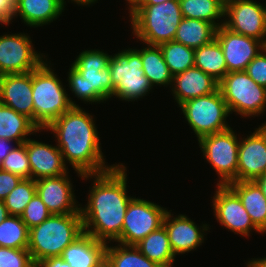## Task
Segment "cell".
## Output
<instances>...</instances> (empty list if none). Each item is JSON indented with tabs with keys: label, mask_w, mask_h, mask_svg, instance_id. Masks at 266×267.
Returning <instances> with one entry per match:
<instances>
[{
	"label": "cell",
	"mask_w": 266,
	"mask_h": 267,
	"mask_svg": "<svg viewBox=\"0 0 266 267\" xmlns=\"http://www.w3.org/2000/svg\"><path fill=\"white\" fill-rule=\"evenodd\" d=\"M129 3V14H131L138 6L141 5L143 0H126Z\"/></svg>",
	"instance_id": "46"
},
{
	"label": "cell",
	"mask_w": 266,
	"mask_h": 267,
	"mask_svg": "<svg viewBox=\"0 0 266 267\" xmlns=\"http://www.w3.org/2000/svg\"><path fill=\"white\" fill-rule=\"evenodd\" d=\"M65 0H15V14L29 27H40L55 21L64 12Z\"/></svg>",
	"instance_id": "23"
},
{
	"label": "cell",
	"mask_w": 266,
	"mask_h": 267,
	"mask_svg": "<svg viewBox=\"0 0 266 267\" xmlns=\"http://www.w3.org/2000/svg\"><path fill=\"white\" fill-rule=\"evenodd\" d=\"M9 216L4 201L0 200V223Z\"/></svg>",
	"instance_id": "45"
},
{
	"label": "cell",
	"mask_w": 266,
	"mask_h": 267,
	"mask_svg": "<svg viewBox=\"0 0 266 267\" xmlns=\"http://www.w3.org/2000/svg\"><path fill=\"white\" fill-rule=\"evenodd\" d=\"M108 242L83 233L62 252L61 258L72 267H104Z\"/></svg>",
	"instance_id": "22"
},
{
	"label": "cell",
	"mask_w": 266,
	"mask_h": 267,
	"mask_svg": "<svg viewBox=\"0 0 266 267\" xmlns=\"http://www.w3.org/2000/svg\"><path fill=\"white\" fill-rule=\"evenodd\" d=\"M195 67L220 82L227 74V65L222 48L214 38L210 43L195 49Z\"/></svg>",
	"instance_id": "30"
},
{
	"label": "cell",
	"mask_w": 266,
	"mask_h": 267,
	"mask_svg": "<svg viewBox=\"0 0 266 267\" xmlns=\"http://www.w3.org/2000/svg\"><path fill=\"white\" fill-rule=\"evenodd\" d=\"M230 114L243 117L260 116L266 110V88L258 85L245 71L228 72L219 82Z\"/></svg>",
	"instance_id": "8"
},
{
	"label": "cell",
	"mask_w": 266,
	"mask_h": 267,
	"mask_svg": "<svg viewBox=\"0 0 266 267\" xmlns=\"http://www.w3.org/2000/svg\"><path fill=\"white\" fill-rule=\"evenodd\" d=\"M27 156L31 169V179L58 177L67 174L68 165L63 155L55 145L39 142L29 138L27 140Z\"/></svg>",
	"instance_id": "20"
},
{
	"label": "cell",
	"mask_w": 266,
	"mask_h": 267,
	"mask_svg": "<svg viewBox=\"0 0 266 267\" xmlns=\"http://www.w3.org/2000/svg\"><path fill=\"white\" fill-rule=\"evenodd\" d=\"M45 130L54 134L64 162L72 165L78 177L100 174L116 166L106 164L93 115L80 106L63 113Z\"/></svg>",
	"instance_id": "2"
},
{
	"label": "cell",
	"mask_w": 266,
	"mask_h": 267,
	"mask_svg": "<svg viewBox=\"0 0 266 267\" xmlns=\"http://www.w3.org/2000/svg\"><path fill=\"white\" fill-rule=\"evenodd\" d=\"M47 60L32 71L34 123L42 130L72 107H79Z\"/></svg>",
	"instance_id": "5"
},
{
	"label": "cell",
	"mask_w": 266,
	"mask_h": 267,
	"mask_svg": "<svg viewBox=\"0 0 266 267\" xmlns=\"http://www.w3.org/2000/svg\"><path fill=\"white\" fill-rule=\"evenodd\" d=\"M31 37L25 33L0 36V76L23 74L38 68L46 59L35 51Z\"/></svg>",
	"instance_id": "12"
},
{
	"label": "cell",
	"mask_w": 266,
	"mask_h": 267,
	"mask_svg": "<svg viewBox=\"0 0 266 267\" xmlns=\"http://www.w3.org/2000/svg\"><path fill=\"white\" fill-rule=\"evenodd\" d=\"M179 2L182 17L203 20L216 28L224 23L225 3L222 0H179Z\"/></svg>",
	"instance_id": "29"
},
{
	"label": "cell",
	"mask_w": 266,
	"mask_h": 267,
	"mask_svg": "<svg viewBox=\"0 0 266 267\" xmlns=\"http://www.w3.org/2000/svg\"><path fill=\"white\" fill-rule=\"evenodd\" d=\"M230 128L198 139L203 157L218 174L217 185H228L237 181L238 148L240 138Z\"/></svg>",
	"instance_id": "10"
},
{
	"label": "cell",
	"mask_w": 266,
	"mask_h": 267,
	"mask_svg": "<svg viewBox=\"0 0 266 267\" xmlns=\"http://www.w3.org/2000/svg\"><path fill=\"white\" fill-rule=\"evenodd\" d=\"M109 69L113 97L121 101H137L147 96L153 87L143 71L140 49L128 48L110 57Z\"/></svg>",
	"instance_id": "7"
},
{
	"label": "cell",
	"mask_w": 266,
	"mask_h": 267,
	"mask_svg": "<svg viewBox=\"0 0 266 267\" xmlns=\"http://www.w3.org/2000/svg\"><path fill=\"white\" fill-rule=\"evenodd\" d=\"M104 50H83L72 62L68 72L69 89L81 101L103 103L113 97L109 61Z\"/></svg>",
	"instance_id": "3"
},
{
	"label": "cell",
	"mask_w": 266,
	"mask_h": 267,
	"mask_svg": "<svg viewBox=\"0 0 266 267\" xmlns=\"http://www.w3.org/2000/svg\"><path fill=\"white\" fill-rule=\"evenodd\" d=\"M50 215L51 213L48 211L46 205L36 193L26 205L20 217L28 229H31L41 224Z\"/></svg>",
	"instance_id": "36"
},
{
	"label": "cell",
	"mask_w": 266,
	"mask_h": 267,
	"mask_svg": "<svg viewBox=\"0 0 266 267\" xmlns=\"http://www.w3.org/2000/svg\"><path fill=\"white\" fill-rule=\"evenodd\" d=\"M264 49H265V51H266V40H265V43H264Z\"/></svg>",
	"instance_id": "49"
},
{
	"label": "cell",
	"mask_w": 266,
	"mask_h": 267,
	"mask_svg": "<svg viewBox=\"0 0 266 267\" xmlns=\"http://www.w3.org/2000/svg\"><path fill=\"white\" fill-rule=\"evenodd\" d=\"M167 211L152 201L134 197L128 204L121 236L115 242L136 245L149 233L163 226Z\"/></svg>",
	"instance_id": "11"
},
{
	"label": "cell",
	"mask_w": 266,
	"mask_h": 267,
	"mask_svg": "<svg viewBox=\"0 0 266 267\" xmlns=\"http://www.w3.org/2000/svg\"><path fill=\"white\" fill-rule=\"evenodd\" d=\"M20 181L19 176L0 169V200L3 201Z\"/></svg>",
	"instance_id": "39"
},
{
	"label": "cell",
	"mask_w": 266,
	"mask_h": 267,
	"mask_svg": "<svg viewBox=\"0 0 266 267\" xmlns=\"http://www.w3.org/2000/svg\"><path fill=\"white\" fill-rule=\"evenodd\" d=\"M68 174L69 172L58 177L36 180V193L51 214L80 213L82 205L75 198V190Z\"/></svg>",
	"instance_id": "17"
},
{
	"label": "cell",
	"mask_w": 266,
	"mask_h": 267,
	"mask_svg": "<svg viewBox=\"0 0 266 267\" xmlns=\"http://www.w3.org/2000/svg\"><path fill=\"white\" fill-rule=\"evenodd\" d=\"M265 3L263 5L254 0L226 2L223 26L234 33L255 38L264 44L266 40Z\"/></svg>",
	"instance_id": "13"
},
{
	"label": "cell",
	"mask_w": 266,
	"mask_h": 267,
	"mask_svg": "<svg viewBox=\"0 0 266 267\" xmlns=\"http://www.w3.org/2000/svg\"><path fill=\"white\" fill-rule=\"evenodd\" d=\"M132 33L144 44L173 41L182 17L179 0L140 5L130 15Z\"/></svg>",
	"instance_id": "6"
},
{
	"label": "cell",
	"mask_w": 266,
	"mask_h": 267,
	"mask_svg": "<svg viewBox=\"0 0 266 267\" xmlns=\"http://www.w3.org/2000/svg\"><path fill=\"white\" fill-rule=\"evenodd\" d=\"M159 47L172 76L180 74L188 68L194 67L195 49L175 41L162 43Z\"/></svg>",
	"instance_id": "32"
},
{
	"label": "cell",
	"mask_w": 266,
	"mask_h": 267,
	"mask_svg": "<svg viewBox=\"0 0 266 267\" xmlns=\"http://www.w3.org/2000/svg\"><path fill=\"white\" fill-rule=\"evenodd\" d=\"M126 171V166L119 163L106 172L81 177L94 178L87 204L80 206V213L84 232L97 240L111 244L121 236L128 204L134 198L127 195Z\"/></svg>",
	"instance_id": "1"
},
{
	"label": "cell",
	"mask_w": 266,
	"mask_h": 267,
	"mask_svg": "<svg viewBox=\"0 0 266 267\" xmlns=\"http://www.w3.org/2000/svg\"><path fill=\"white\" fill-rule=\"evenodd\" d=\"M74 3L78 4V6H90L91 4H95V2L97 3L98 0H71Z\"/></svg>",
	"instance_id": "47"
},
{
	"label": "cell",
	"mask_w": 266,
	"mask_h": 267,
	"mask_svg": "<svg viewBox=\"0 0 266 267\" xmlns=\"http://www.w3.org/2000/svg\"><path fill=\"white\" fill-rule=\"evenodd\" d=\"M245 72L258 85L266 88V51L264 48L248 64L245 69Z\"/></svg>",
	"instance_id": "38"
},
{
	"label": "cell",
	"mask_w": 266,
	"mask_h": 267,
	"mask_svg": "<svg viewBox=\"0 0 266 267\" xmlns=\"http://www.w3.org/2000/svg\"><path fill=\"white\" fill-rule=\"evenodd\" d=\"M170 0H143L141 5H156Z\"/></svg>",
	"instance_id": "48"
},
{
	"label": "cell",
	"mask_w": 266,
	"mask_h": 267,
	"mask_svg": "<svg viewBox=\"0 0 266 267\" xmlns=\"http://www.w3.org/2000/svg\"><path fill=\"white\" fill-rule=\"evenodd\" d=\"M41 131L42 129L26 115L0 104V139L23 144L28 140V135H34Z\"/></svg>",
	"instance_id": "25"
},
{
	"label": "cell",
	"mask_w": 266,
	"mask_h": 267,
	"mask_svg": "<svg viewBox=\"0 0 266 267\" xmlns=\"http://www.w3.org/2000/svg\"><path fill=\"white\" fill-rule=\"evenodd\" d=\"M216 188L212 208L220 225L242 237L250 236L252 230L262 233L253 224L238 195L228 185H216Z\"/></svg>",
	"instance_id": "14"
},
{
	"label": "cell",
	"mask_w": 266,
	"mask_h": 267,
	"mask_svg": "<svg viewBox=\"0 0 266 267\" xmlns=\"http://www.w3.org/2000/svg\"><path fill=\"white\" fill-rule=\"evenodd\" d=\"M172 210H168L163 221L170 246L174 255L185 254L196 250L199 246L204 244V236L210 231L209 225L202 223V226L191 220L185 214H179L173 217Z\"/></svg>",
	"instance_id": "18"
},
{
	"label": "cell",
	"mask_w": 266,
	"mask_h": 267,
	"mask_svg": "<svg viewBox=\"0 0 266 267\" xmlns=\"http://www.w3.org/2000/svg\"><path fill=\"white\" fill-rule=\"evenodd\" d=\"M17 145L15 142L7 140V139H0V163L5 159V157L9 154V152Z\"/></svg>",
	"instance_id": "42"
},
{
	"label": "cell",
	"mask_w": 266,
	"mask_h": 267,
	"mask_svg": "<svg viewBox=\"0 0 266 267\" xmlns=\"http://www.w3.org/2000/svg\"><path fill=\"white\" fill-rule=\"evenodd\" d=\"M15 14V0H0V24L8 25Z\"/></svg>",
	"instance_id": "40"
},
{
	"label": "cell",
	"mask_w": 266,
	"mask_h": 267,
	"mask_svg": "<svg viewBox=\"0 0 266 267\" xmlns=\"http://www.w3.org/2000/svg\"><path fill=\"white\" fill-rule=\"evenodd\" d=\"M179 107L197 140L231 128L226 122L230 112L219 89L211 94L187 100Z\"/></svg>",
	"instance_id": "9"
},
{
	"label": "cell",
	"mask_w": 266,
	"mask_h": 267,
	"mask_svg": "<svg viewBox=\"0 0 266 267\" xmlns=\"http://www.w3.org/2000/svg\"><path fill=\"white\" fill-rule=\"evenodd\" d=\"M36 194V181L21 179L17 186L3 200L9 215L21 216L26 205Z\"/></svg>",
	"instance_id": "34"
},
{
	"label": "cell",
	"mask_w": 266,
	"mask_h": 267,
	"mask_svg": "<svg viewBox=\"0 0 266 267\" xmlns=\"http://www.w3.org/2000/svg\"><path fill=\"white\" fill-rule=\"evenodd\" d=\"M135 246L150 261L159 264L161 267H173V262L176 261V256L172 251L168 234L164 226L149 233Z\"/></svg>",
	"instance_id": "26"
},
{
	"label": "cell",
	"mask_w": 266,
	"mask_h": 267,
	"mask_svg": "<svg viewBox=\"0 0 266 267\" xmlns=\"http://www.w3.org/2000/svg\"><path fill=\"white\" fill-rule=\"evenodd\" d=\"M216 29L209 22L183 17L173 41L193 49L200 48L215 38Z\"/></svg>",
	"instance_id": "27"
},
{
	"label": "cell",
	"mask_w": 266,
	"mask_h": 267,
	"mask_svg": "<svg viewBox=\"0 0 266 267\" xmlns=\"http://www.w3.org/2000/svg\"><path fill=\"white\" fill-rule=\"evenodd\" d=\"M255 182L259 185L262 190L263 195L266 198V173L255 180Z\"/></svg>",
	"instance_id": "44"
},
{
	"label": "cell",
	"mask_w": 266,
	"mask_h": 267,
	"mask_svg": "<svg viewBox=\"0 0 266 267\" xmlns=\"http://www.w3.org/2000/svg\"><path fill=\"white\" fill-rule=\"evenodd\" d=\"M140 50L141 61L145 76L148 78L152 87L172 84L173 76L165 63L163 53L159 46L148 45Z\"/></svg>",
	"instance_id": "28"
},
{
	"label": "cell",
	"mask_w": 266,
	"mask_h": 267,
	"mask_svg": "<svg viewBox=\"0 0 266 267\" xmlns=\"http://www.w3.org/2000/svg\"><path fill=\"white\" fill-rule=\"evenodd\" d=\"M247 267H266V257L252 258V260L246 262Z\"/></svg>",
	"instance_id": "43"
},
{
	"label": "cell",
	"mask_w": 266,
	"mask_h": 267,
	"mask_svg": "<svg viewBox=\"0 0 266 267\" xmlns=\"http://www.w3.org/2000/svg\"><path fill=\"white\" fill-rule=\"evenodd\" d=\"M219 82L197 67L173 76L171 91L180 106L187 100L208 95L218 90Z\"/></svg>",
	"instance_id": "21"
},
{
	"label": "cell",
	"mask_w": 266,
	"mask_h": 267,
	"mask_svg": "<svg viewBox=\"0 0 266 267\" xmlns=\"http://www.w3.org/2000/svg\"><path fill=\"white\" fill-rule=\"evenodd\" d=\"M29 229L20 216L9 215L0 223V247L28 248Z\"/></svg>",
	"instance_id": "33"
},
{
	"label": "cell",
	"mask_w": 266,
	"mask_h": 267,
	"mask_svg": "<svg viewBox=\"0 0 266 267\" xmlns=\"http://www.w3.org/2000/svg\"><path fill=\"white\" fill-rule=\"evenodd\" d=\"M266 173V122L243 139L238 148L237 181H255Z\"/></svg>",
	"instance_id": "15"
},
{
	"label": "cell",
	"mask_w": 266,
	"mask_h": 267,
	"mask_svg": "<svg viewBox=\"0 0 266 267\" xmlns=\"http://www.w3.org/2000/svg\"><path fill=\"white\" fill-rule=\"evenodd\" d=\"M32 267H39L38 264H34Z\"/></svg>",
	"instance_id": "50"
},
{
	"label": "cell",
	"mask_w": 266,
	"mask_h": 267,
	"mask_svg": "<svg viewBox=\"0 0 266 267\" xmlns=\"http://www.w3.org/2000/svg\"><path fill=\"white\" fill-rule=\"evenodd\" d=\"M84 233L81 213L51 214L29 229L28 250L35 264L61 256L63 250Z\"/></svg>",
	"instance_id": "4"
},
{
	"label": "cell",
	"mask_w": 266,
	"mask_h": 267,
	"mask_svg": "<svg viewBox=\"0 0 266 267\" xmlns=\"http://www.w3.org/2000/svg\"><path fill=\"white\" fill-rule=\"evenodd\" d=\"M0 169L13 173L21 179L31 178V169L27 156V141L17 144L0 163Z\"/></svg>",
	"instance_id": "35"
},
{
	"label": "cell",
	"mask_w": 266,
	"mask_h": 267,
	"mask_svg": "<svg viewBox=\"0 0 266 267\" xmlns=\"http://www.w3.org/2000/svg\"><path fill=\"white\" fill-rule=\"evenodd\" d=\"M34 264L27 248L0 247V267H32Z\"/></svg>",
	"instance_id": "37"
},
{
	"label": "cell",
	"mask_w": 266,
	"mask_h": 267,
	"mask_svg": "<svg viewBox=\"0 0 266 267\" xmlns=\"http://www.w3.org/2000/svg\"><path fill=\"white\" fill-rule=\"evenodd\" d=\"M215 39L222 48L227 65V73L245 71L248 64L264 48V44L261 41L234 33L223 25L216 29Z\"/></svg>",
	"instance_id": "16"
},
{
	"label": "cell",
	"mask_w": 266,
	"mask_h": 267,
	"mask_svg": "<svg viewBox=\"0 0 266 267\" xmlns=\"http://www.w3.org/2000/svg\"><path fill=\"white\" fill-rule=\"evenodd\" d=\"M37 264L39 267H72L69 265V263L64 261L60 256L42 259Z\"/></svg>",
	"instance_id": "41"
},
{
	"label": "cell",
	"mask_w": 266,
	"mask_h": 267,
	"mask_svg": "<svg viewBox=\"0 0 266 267\" xmlns=\"http://www.w3.org/2000/svg\"><path fill=\"white\" fill-rule=\"evenodd\" d=\"M105 265L107 267H161L150 261L135 245L120 243L116 246L107 245Z\"/></svg>",
	"instance_id": "31"
},
{
	"label": "cell",
	"mask_w": 266,
	"mask_h": 267,
	"mask_svg": "<svg viewBox=\"0 0 266 267\" xmlns=\"http://www.w3.org/2000/svg\"><path fill=\"white\" fill-rule=\"evenodd\" d=\"M228 186L238 195L253 224L266 234V198L255 181H236Z\"/></svg>",
	"instance_id": "24"
},
{
	"label": "cell",
	"mask_w": 266,
	"mask_h": 267,
	"mask_svg": "<svg viewBox=\"0 0 266 267\" xmlns=\"http://www.w3.org/2000/svg\"><path fill=\"white\" fill-rule=\"evenodd\" d=\"M32 71L0 76V104L26 115L34 122Z\"/></svg>",
	"instance_id": "19"
}]
</instances>
